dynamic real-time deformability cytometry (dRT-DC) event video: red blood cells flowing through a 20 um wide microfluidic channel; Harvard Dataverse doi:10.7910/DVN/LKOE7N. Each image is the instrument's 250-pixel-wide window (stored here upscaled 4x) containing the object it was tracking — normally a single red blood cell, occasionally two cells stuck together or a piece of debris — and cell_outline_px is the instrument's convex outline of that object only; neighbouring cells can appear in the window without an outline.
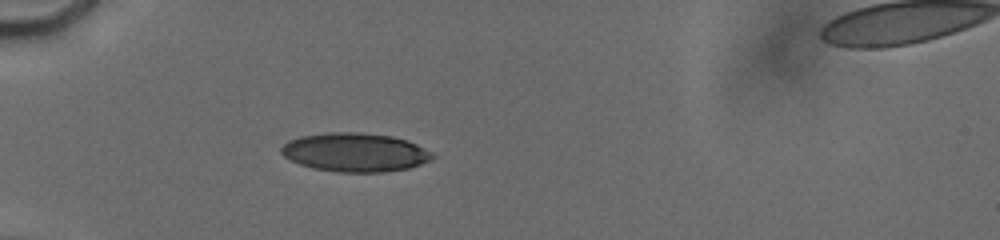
{"species": "human", "species_latin": "Homo sapiens", "temperature_condition": "cold", "stored_images_in_passage": 31, "camera_frame_rate_fps": 3000, "um_per_image_px": 0.085, "donor": {"sex": "male"}, "frame": {"image": 1, "passage_image": 12, "time_ms": 5.333, "image_size_px": [1000, 240], "cell_outline_px": [[436, 156], [420, 164], [408, 168], [380, 172], [340, 172], [312, 168], [300, 164], [284, 156], [280, 152], [280, 148], [288, 140], [300, 136], [328, 132], [356, 132], [392, 136], [408, 140], [416, 144]], "centroid_in_image_um": [30.14, 12.94], "position_along_channel_um": 54.9, "area_um2": 33.93}}
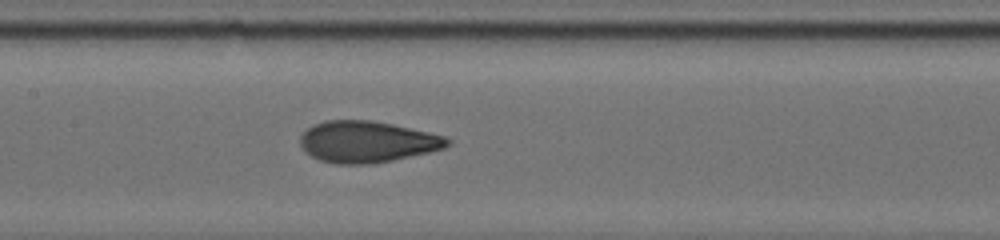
{"frame": {"image": 2, "passage_image": 24, "time_ms": 9.0, "image_size_px": [1000, 240], "cell_outline_px": [[452, 144], [444, 148], [428, 152], [392, 160], [372, 164], [336, 164], [320, 160], [304, 152], [300, 144], [300, 136], [312, 124], [324, 120], [368, 120], [392, 124], [444, 136], [452, 140]], "centroid_in_image_um": [31.17, 12.05], "position_along_channel_um": 176.2, "area_um2": 35.49}}
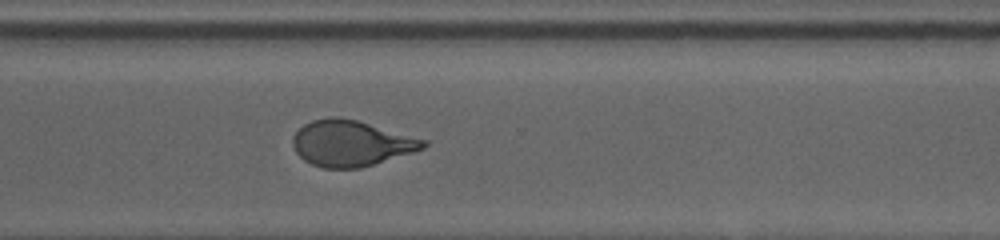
{"frame": {"image": 3, "passage_image": 31, "time_ms": 13.333, "image_size_px": [1000, 240], "cell_outline_px": [[428, 144], [424, 148], [412, 152], [360, 168], [324, 168], [312, 164], [304, 160], [296, 152], [292, 144], [292, 136], [304, 124], [312, 120], [328, 116], [340, 116], [356, 120], [428, 140]], "centroid_in_image_um": [29.82, 12.16], "position_along_channel_um": 340.8, "area_um2": 34.8}}